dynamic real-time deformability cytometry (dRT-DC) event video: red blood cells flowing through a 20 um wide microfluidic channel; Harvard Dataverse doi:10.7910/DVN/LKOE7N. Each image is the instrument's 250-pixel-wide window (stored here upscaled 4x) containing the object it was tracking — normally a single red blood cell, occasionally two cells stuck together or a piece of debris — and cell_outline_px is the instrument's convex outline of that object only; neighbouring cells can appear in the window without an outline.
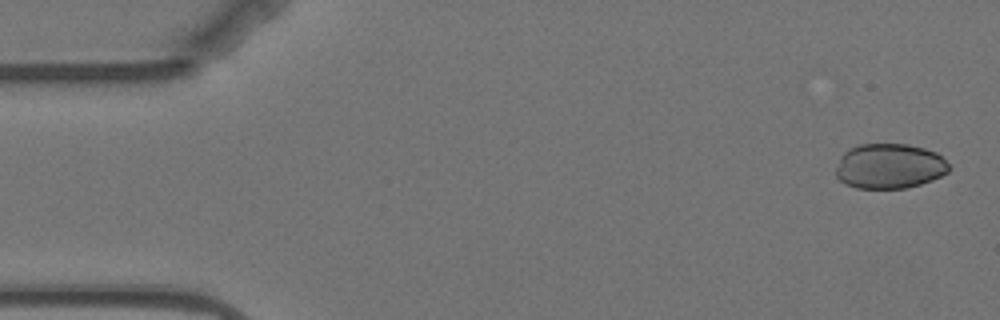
{"species": "Egyptian fruit bat (a non-hibernating species)", "species_latin": "Rousettus aegyptiacus", "temperature_condition": "warm", "stored_images_in_passage": 7, "camera_frame_rate_fps": 3000, "um_per_image_px": 0.085, "animal": {"sex": "female"}, "frame": {"image": 1, "passage_image": 1, "time_ms": 0.0, "image_size_px": [1000, 320], "cell_outline_px": [[948, 172], [932, 180], [908, 188], [856, 188], [844, 184], [836, 176], [836, 168], [840, 156], [844, 152], [860, 144], [908, 144], [924, 148], [936, 152], [948, 164]], "centroid_in_image_um": [75.58, 14.13], "position_along_channel_um": 9.4, "area_um2": 29.65}}
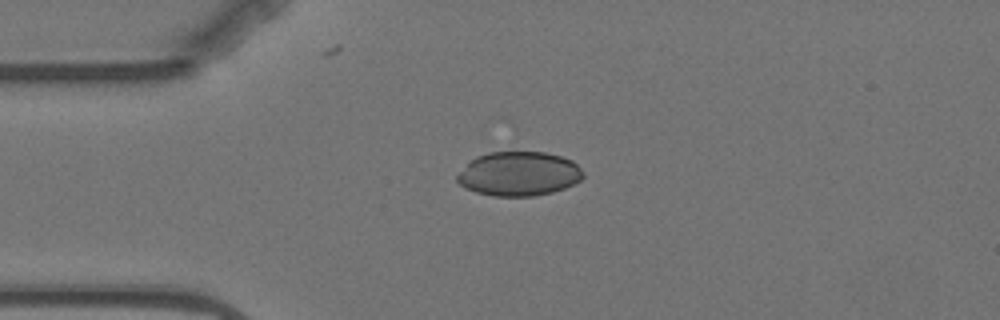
{"frame": {"image": 2, "passage_image": 4, "time_ms": 3.667, "image_size_px": [1000, 320], "cell_outline_px": [[584, 176], [580, 180], [564, 188], [552, 192], [532, 196], [492, 196], [476, 192], [464, 188], [456, 180], [456, 176], [476, 156], [488, 152], [544, 152], [560, 156], [572, 160], [584, 172]], "centroid_in_image_um": [44.1, 14.77], "position_along_channel_um": 40.9, "area_um2": 32.37}}
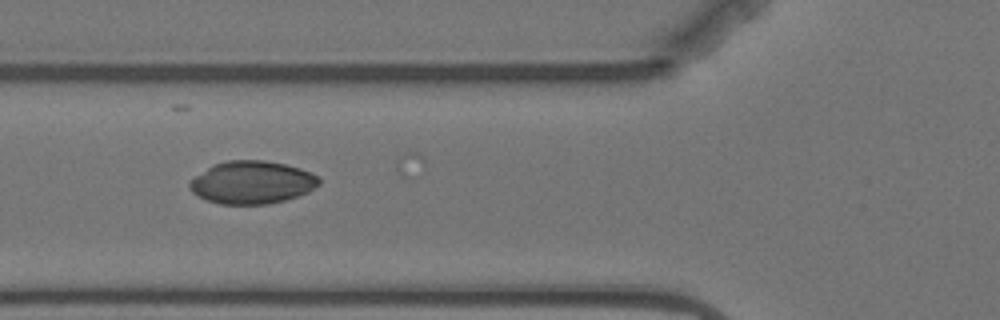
{"frame": {"image": 3, "passage_image": 6, "time_ms": 6.0, "image_size_px": [1000, 320], "cell_outline_px": [[320, 184], [308, 192], [284, 200], [268, 204], [220, 204], [208, 200], [192, 192], [188, 188], [188, 184], [196, 176], [212, 164], [228, 160], [264, 160], [284, 164], [300, 168], [312, 172], [320, 176]], "centroid_in_image_um": [21.44, 15.49], "position_along_channel_um": 104.4, "area_um2": 32.25}}